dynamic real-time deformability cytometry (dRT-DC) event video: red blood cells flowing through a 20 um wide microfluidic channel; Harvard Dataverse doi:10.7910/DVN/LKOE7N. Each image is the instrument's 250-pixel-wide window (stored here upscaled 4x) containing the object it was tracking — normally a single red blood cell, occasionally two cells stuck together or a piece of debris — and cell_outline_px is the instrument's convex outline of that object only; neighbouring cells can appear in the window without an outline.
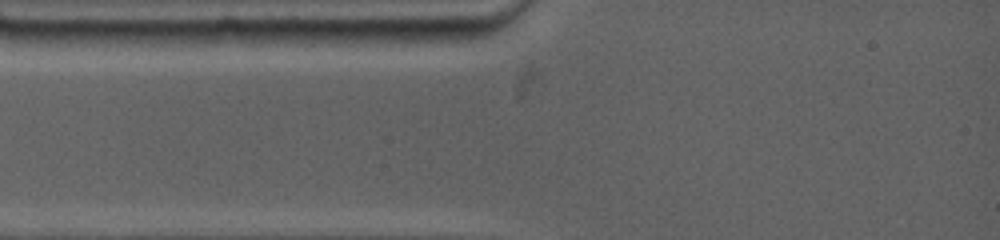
{"species": "common noctule bat (a hibernating species)", "species_latin": "Nyctalus noctula", "temperature_condition": "warm", "stored_images_in_passage": 3, "camera_frame_rate_fps": 4500, "um_per_image_px": 0.085, "animal": {"sex": "female", "body_mass_g": 19.0, "forearm_length_mm": 53.3}, "frame": {"image": 1, "passage_image": 1, "time_ms": 0.0, "image_size_px": [1000, 240], "cell_outline_px": [[244, 72], [240, 76], [160, 80], [108, 80], [100, 76], [104, 72], [152, 68], [232, 68]], "centroid_in_image_um": [14.49, 6.27], "position_along_channel_um": 70.5, "area_um2": 10.0}}